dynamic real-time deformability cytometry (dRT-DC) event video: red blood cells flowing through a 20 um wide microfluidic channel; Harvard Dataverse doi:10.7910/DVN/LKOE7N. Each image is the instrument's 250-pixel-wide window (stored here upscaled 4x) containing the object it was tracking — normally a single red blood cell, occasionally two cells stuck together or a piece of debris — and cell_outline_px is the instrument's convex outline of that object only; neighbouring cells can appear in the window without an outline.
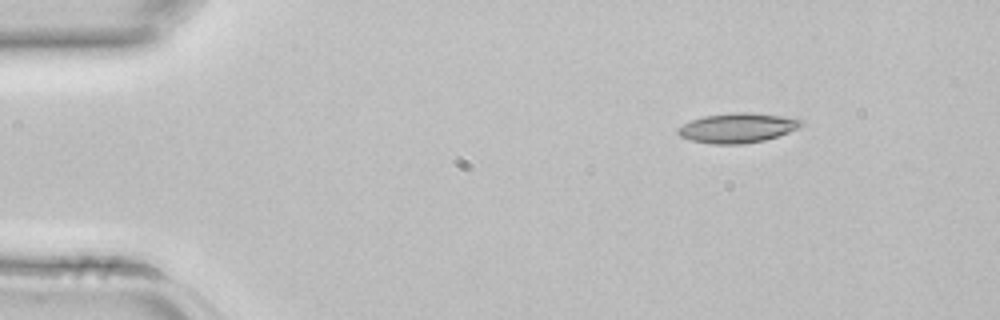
{"species": "common noctule bat (a hibernating species)", "species_latin": "Nyctalus noctula", "temperature_condition": "room temperature", "stored_images_in_passage": 3, "segment_of_instrument_passage": [2, 2], "camera_frame_rate_fps": 3000, "um_per_image_px": 0.085, "animal": {"sex": "female", "body_mass_g": 22.7, "forearm_length_mm": 54.2}, "frame": {"image": 1, "passage_image": 3, "time_ms": 0.667, "image_size_px": [1000, 320], "cell_outline_px": [[804, 124], [800, 128], [764, 140], [740, 144], [712, 144], [692, 140], [680, 136], [676, 132], [676, 128], [692, 120], [704, 116], [736, 112], [748, 112], [780, 116], [804, 120]], "centroid_in_image_um": [62.68, 10.87], "position_along_channel_um": 22.3, "area_um2": 21.15}}